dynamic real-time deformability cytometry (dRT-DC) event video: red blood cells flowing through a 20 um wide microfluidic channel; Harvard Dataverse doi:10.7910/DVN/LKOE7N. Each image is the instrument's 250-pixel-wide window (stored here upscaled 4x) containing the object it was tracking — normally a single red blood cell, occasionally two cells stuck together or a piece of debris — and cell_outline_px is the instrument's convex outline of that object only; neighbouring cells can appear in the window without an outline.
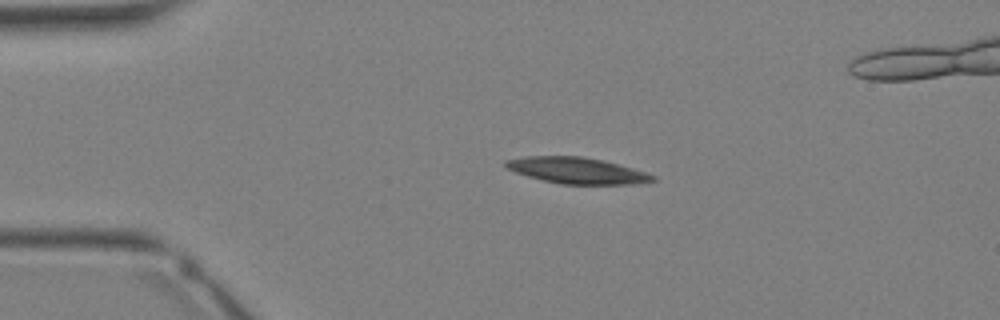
{"species": "Egyptian fruit bat (a non-hibernating species)", "species_latin": "Rousettus aegyptiacus", "temperature_condition": "warm", "stored_images_in_passage": 29, "segment_of_instrument_passage": [1, 2], "camera_frame_rate_fps": 3000, "um_per_image_px": 0.085, "animal": {"sex": "female"}, "frame": {"image": 1, "passage_image": 1, "time_ms": 0.0, "image_size_px": [1000, 320], "cell_outline_px": [[656, 180], [632, 184], [560, 184], [528, 176], [516, 172], [508, 168], [504, 164], [504, 160], [528, 156], [580, 156], [604, 160], [648, 172], [656, 176]], "centroid_in_image_um": [49.08, 14.49], "position_along_channel_um": 35.9, "area_um2": 22.37}}
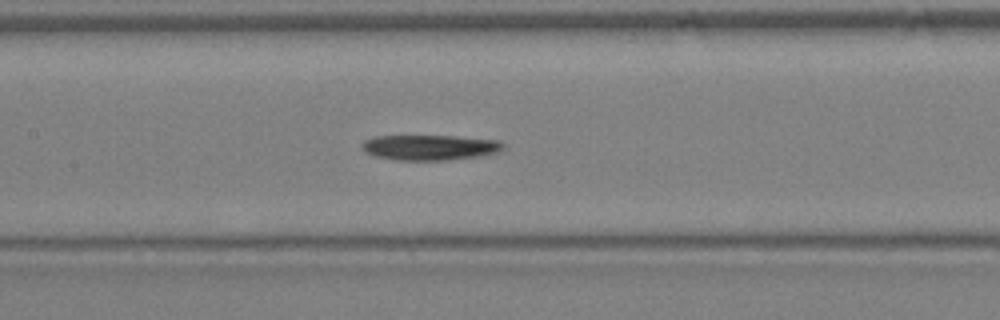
{"frame": {"image": 2, "passage_image": 10, "time_ms": 3.0, "image_size_px": [1000, 320], "cell_outline_px": [[504, 148], [500, 152], [480, 156], [448, 160], [396, 160], [376, 156], [364, 152], [360, 148], [364, 140], [372, 136], [456, 136], [500, 140], [504, 144]], "centroid_in_image_um": [36.54, 12.53], "position_along_channel_um": 170.9, "area_um2": 21.1}}
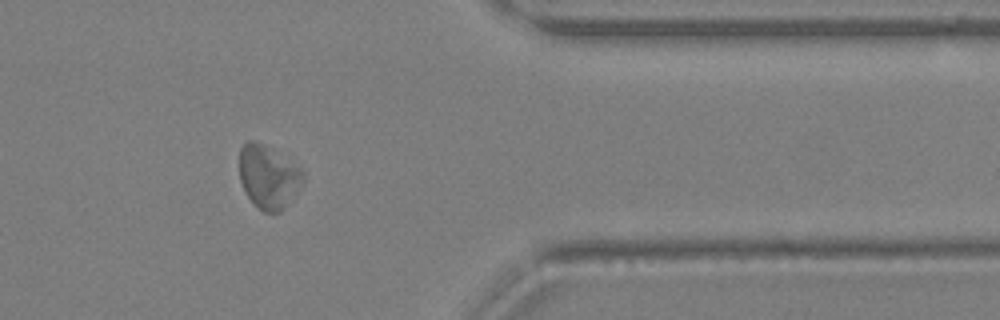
{"frame": {"image": 3, "passage_image": 22, "time_ms": 7.0, "image_size_px": [1000, 320], "cell_outline_px": [[304, 180], [284, 208], [280, 212], [264, 212], [248, 196], [240, 180], [240, 148], [248, 140], [252, 140], [264, 144], [304, 172]], "centroid_in_image_um": [22.79, 15.02], "position_along_channel_um": 388.6, "area_um2": 22.72}}